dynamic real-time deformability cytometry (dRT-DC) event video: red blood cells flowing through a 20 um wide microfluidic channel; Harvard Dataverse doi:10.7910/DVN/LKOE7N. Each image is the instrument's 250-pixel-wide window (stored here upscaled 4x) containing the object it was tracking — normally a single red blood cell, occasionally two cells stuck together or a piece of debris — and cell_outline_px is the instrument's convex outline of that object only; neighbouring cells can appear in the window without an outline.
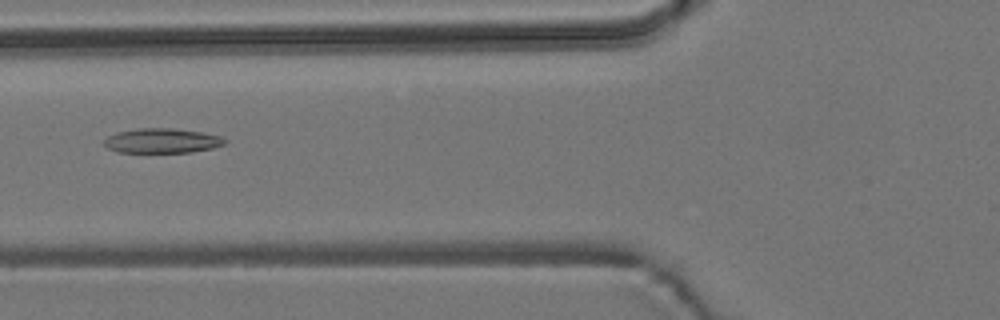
{"species": "common noctule bat (a hibernating species)", "species_latin": "Nyctalus noctula", "temperature_condition": "room temperature", "stored_images_in_passage": 9, "camera_frame_rate_fps": 3000, "um_per_image_px": 0.085, "animal": {"sex": "male", "body_mass_g": 19.2, "forearm_length_mm": 51.8}, "frame": {"image": 1, "passage_image": 6, "time_ms": 6.0, "image_size_px": [1000, 320], "cell_outline_px": [[228, 140], [224, 144], [212, 148], [192, 152], [116, 152], [108, 148], [104, 144], [104, 140], [108, 136], [116, 132], [136, 128], [172, 128], [204, 132], [220, 136]], "centroid_in_image_um": [13.77, 11.95], "position_along_channel_um": 112.0, "area_um2": 17.46}}
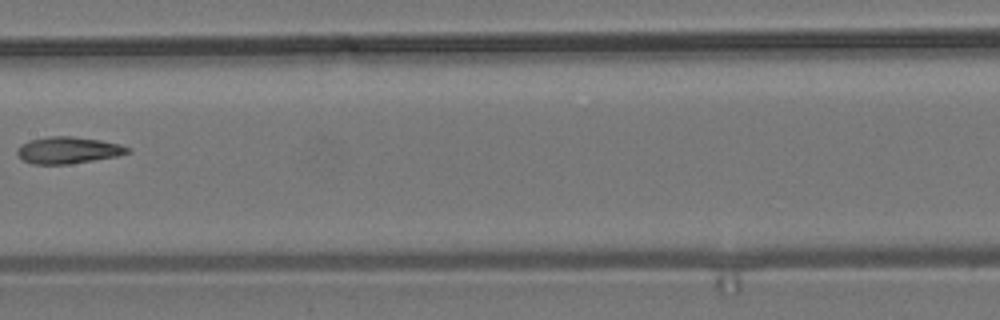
{"frame": {"image": 2, "passage_image": 8, "time_ms": 8.333, "image_size_px": [1000, 320], "cell_outline_px": [[132, 152], [116, 156], [68, 164], [32, 164], [24, 160], [16, 152], [16, 148], [20, 144], [32, 140], [48, 136], [72, 136], [100, 140], [120, 144], [132, 148]], "centroid_in_image_um": [5.8, 12.76], "position_along_channel_um": 201.6, "area_um2": 17.17}}
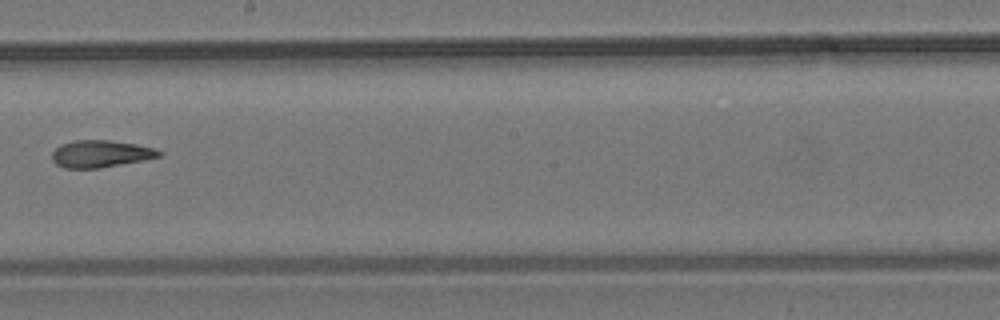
{"frame": {"image": 3, "passage_image": 9, "time_ms": 9.333, "image_size_px": [1000, 320], "cell_outline_px": [[164, 152], [160, 156], [100, 168], [64, 168], [56, 164], [52, 160], [52, 152], [60, 144], [76, 140], [108, 140], [136, 144], [156, 148]], "centroid_in_image_um": [8.54, 13.06], "position_along_channel_um": 239.7, "area_um2": 16.82}}